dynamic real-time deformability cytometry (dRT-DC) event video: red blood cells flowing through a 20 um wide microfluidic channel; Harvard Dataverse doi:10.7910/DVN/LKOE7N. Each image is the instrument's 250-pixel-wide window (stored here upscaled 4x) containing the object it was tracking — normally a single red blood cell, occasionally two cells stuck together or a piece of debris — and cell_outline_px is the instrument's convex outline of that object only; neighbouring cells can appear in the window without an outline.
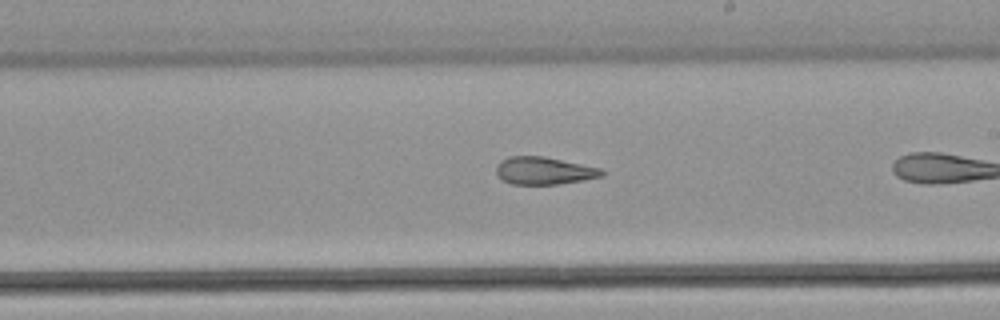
{"species": "common noctule bat (a hibernating species)", "species_latin": "Nyctalus noctula", "temperature_condition": "warm", "stored_images_in_passage": 17, "camera_frame_rate_fps": 3000, "um_per_image_px": 0.085, "animal": {"sex": "male", "body_mass_g": 21.5, "forearm_length_mm": 52.0}, "frame": {"image": 1, "passage_image": 15, "time_ms": 4.667, "image_size_px": [1000, 320], "cell_outline_px": [[604, 176], [584, 180], [560, 184], [512, 184], [504, 180], [496, 172], [496, 164], [500, 160], [508, 156], [544, 156], [604, 168]], "centroid_in_image_um": [46.29, 14.5], "position_along_channel_um": 242.7, "area_um2": 17.17}}